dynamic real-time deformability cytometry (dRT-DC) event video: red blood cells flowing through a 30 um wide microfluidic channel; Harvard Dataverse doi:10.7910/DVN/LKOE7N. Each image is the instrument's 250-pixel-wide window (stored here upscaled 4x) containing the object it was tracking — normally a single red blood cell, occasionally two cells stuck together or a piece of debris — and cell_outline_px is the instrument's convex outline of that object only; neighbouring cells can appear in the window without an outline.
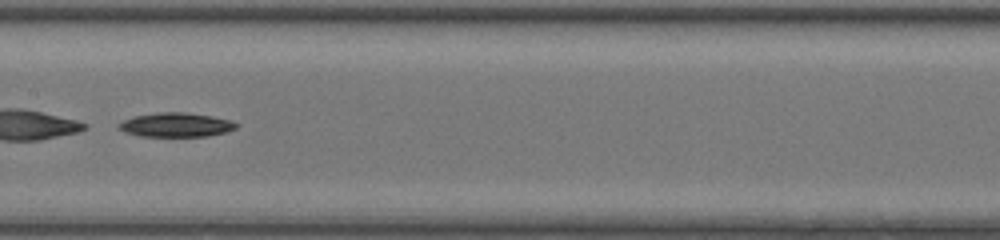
{"species": "common noctule bat (a hibernating species)", "species_latin": "Nyctalus noctula", "temperature_condition": "room temperature", "stored_images_in_passage": 49, "segment_of_instrument_passage": [2, 2], "camera_frame_rate_fps": 3000, "um_per_image_px": 0.085, "animal": {"sex": "female", "body_mass_g": 20.0, "forearm_length_mm": 54.0}, "frame": {"image": 1, "passage_image": 28, "time_ms": 9.0, "image_size_px": [1000, 240], "cell_outline_px": [[240, 124], [236, 128], [224, 132], [208, 136], [140, 136], [116, 128], [116, 124], [124, 120], [136, 116], [160, 112], [184, 112], [212, 116], [228, 120]], "centroid_in_image_um": [14.95, 10.61], "position_along_channel_um": 192.4, "area_um2": 16.36}}
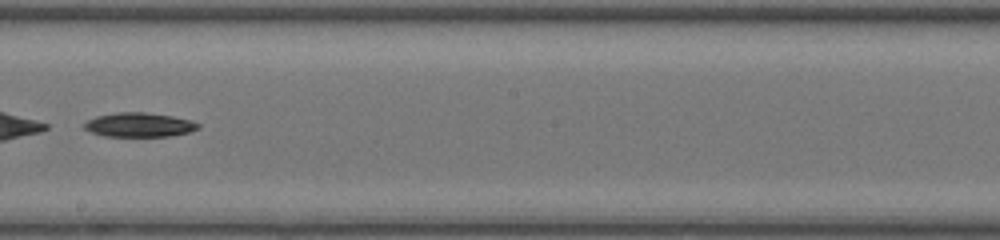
{"frame": {"image": 2, "passage_image": 31, "time_ms": 10.0, "image_size_px": [1000, 240], "cell_outline_px": [[200, 128], [188, 132], [168, 136], [104, 136], [92, 132], [84, 128], [84, 124], [88, 120], [96, 116], [116, 112], [144, 112], [172, 116], [188, 120], [200, 124]], "centroid_in_image_um": [11.82, 10.6], "position_along_channel_um": 236.4, "area_um2": 15.9}}